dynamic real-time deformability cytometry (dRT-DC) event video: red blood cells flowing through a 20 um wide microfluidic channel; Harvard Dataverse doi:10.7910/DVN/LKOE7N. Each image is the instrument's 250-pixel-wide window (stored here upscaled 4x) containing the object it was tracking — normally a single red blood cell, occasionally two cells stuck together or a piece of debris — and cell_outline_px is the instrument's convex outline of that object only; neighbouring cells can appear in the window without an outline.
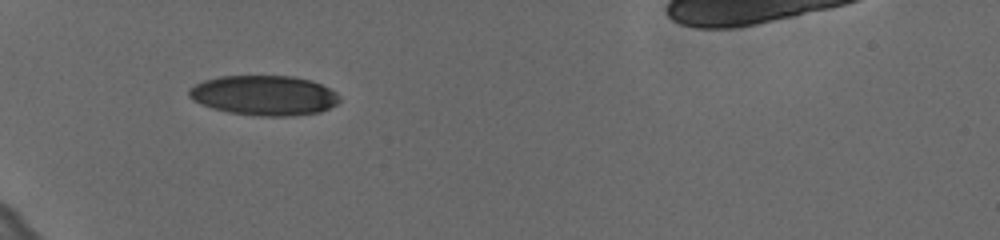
{"species": "human", "species_latin": "Homo sapiens", "temperature_condition": "cold", "stored_images_in_passage": 38, "camera_frame_rate_fps": 3000, "um_per_image_px": 0.085, "donor": {"sex": "female"}, "frame": {"image": 1, "passage_image": 1, "time_ms": 0.0, "image_size_px": [1000, 240], "cell_outline_px": [[340, 100], [336, 104], [320, 112], [292, 116], [260, 116], [228, 112], [212, 108], [200, 104], [192, 100], [188, 96], [188, 88], [204, 80], [220, 76], [292, 76], [312, 80], [336, 92], [340, 96]], "centroid_in_image_um": [22.43, 8.11], "position_along_channel_um": 62.6, "area_um2": 35.14}}
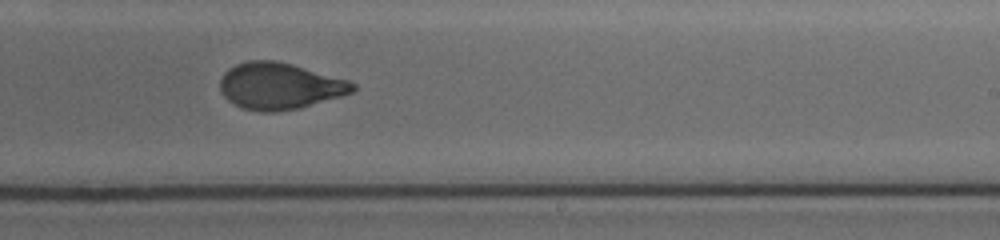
{"frame": {"image": 2, "passage_image": 19, "time_ms": 6.0, "image_size_px": [1000, 240], "cell_outline_px": [[356, 88], [352, 92], [340, 96], [300, 108], [272, 112], [264, 112], [244, 108], [228, 100], [220, 92], [220, 80], [224, 72], [228, 68], [236, 64], [248, 60], [276, 60], [292, 64], [348, 80], [356, 84]], "centroid_in_image_um": [23.75, 7.3], "position_along_channel_um": 265.3, "area_um2": 35.84}}
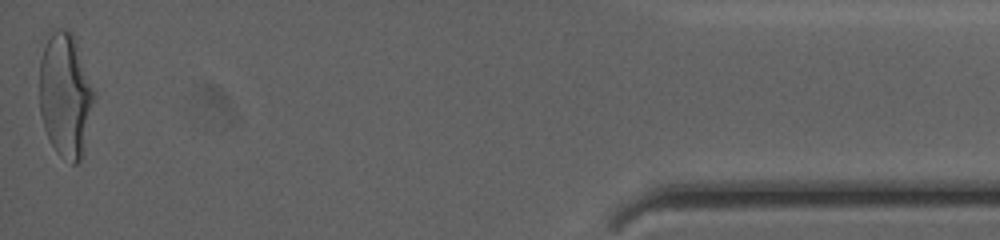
{"frame": {"image": 3, "passage_image": 38, "time_ms": 12.333, "image_size_px": [1000, 240], "cell_outline_px": [[96, 96], [80, 160], [76, 164], [72, 164], [60, 156], [56, 152], [44, 128], [40, 112], [40, 60], [44, 48], [52, 32], [56, 28], [64, 28], [72, 32], [76, 40]], "centroid_in_image_um": [5.56, 8.08], "position_along_channel_um": 429.6, "area_um2": 39.19}, "authors_computed_cell_mechanics": {"area_um2": 36.0961, "velocity_mm_per_s": 3.6459, "shape_relaxation_time_tau1_ms": 5.6112, "shape_relaxation_time_tau2_ms": 0.9005, "deformation_change_tau1": 0.1869, "deformation_change_tau2": 0.0569}}